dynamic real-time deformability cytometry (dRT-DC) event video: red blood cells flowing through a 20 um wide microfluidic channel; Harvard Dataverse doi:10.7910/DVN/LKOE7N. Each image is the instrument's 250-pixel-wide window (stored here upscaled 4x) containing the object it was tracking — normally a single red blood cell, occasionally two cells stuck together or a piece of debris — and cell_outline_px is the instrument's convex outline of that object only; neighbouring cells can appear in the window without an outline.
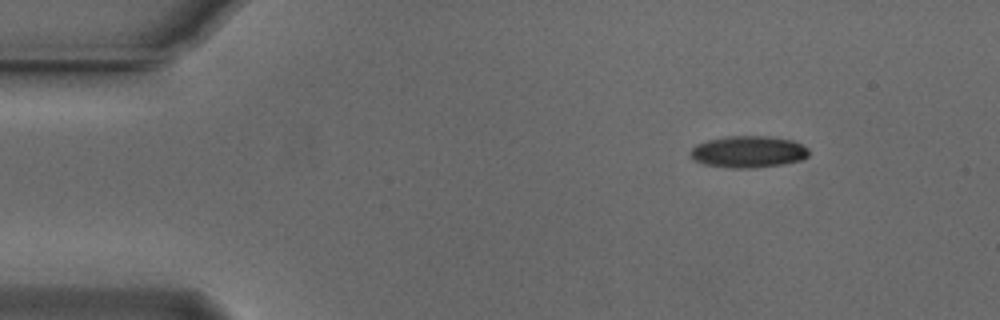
{"species": "Egyptian fruit bat (a non-hibernating species)", "species_latin": "Rousettus aegyptiacus", "temperature_condition": "cold", "stored_images_in_passage": 48, "camera_frame_rate_fps": 3000, "um_per_image_px": 0.085, "animal": {"sex": "male"}, "frame": {"image": 1, "passage_image": 1, "time_ms": 0.0, "image_size_px": [1000, 320], "cell_outline_px": [[808, 156], [800, 160], [780, 164], [752, 168], [732, 168], [704, 164], [692, 160], [688, 152], [696, 144], [708, 140], [724, 136], [772, 136], [792, 140], [808, 148]], "centroid_in_image_um": [63.55, 12.89], "position_along_channel_um": 21.4, "area_um2": 21.96}}
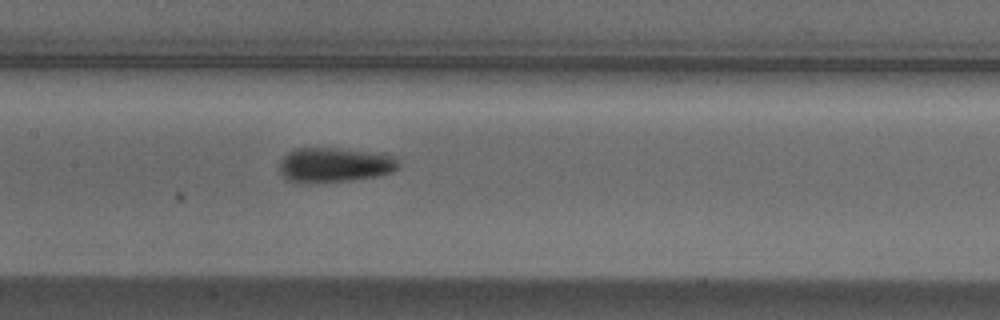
{"frame": {"image": 2, "passage_image": 20, "time_ms": 6.333, "image_size_px": [1000, 320], "cell_outline_px": [[400, 168], [392, 172], [380, 176], [348, 180], [288, 180], [280, 172], [280, 160], [288, 152], [296, 148], [336, 148], [368, 152], [392, 156], [400, 164]], "centroid_in_image_um": [28.48, 13.98], "position_along_channel_um": 178.9, "area_um2": 23.18}}
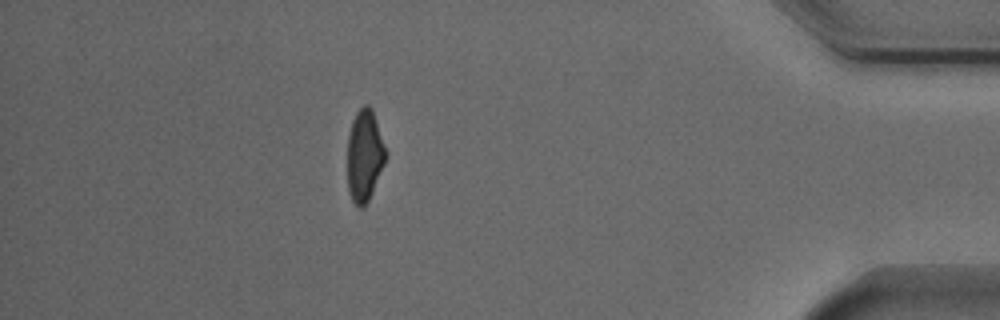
{"frame": {"image": 3, "passage_image": 42, "time_ms": 13.667, "image_size_px": [1000, 320], "cell_outline_px": [[384, 164], [372, 192], [364, 208], [360, 208], [352, 200], [348, 192], [348, 136], [352, 120], [356, 112], [364, 104], [368, 104], [372, 108], [384, 148]], "centroid_in_image_um": [30.95, 13.23], "position_along_channel_um": 404.3, "area_um2": 20.0}, "authors_computed_cell_mechanics": {"area_um2": 22.3975, "velocity_mm_per_s": 3.7526, "shape_relaxation_time_tau1_ms": 3.7375, "shape_relaxation_time_tau2_ms": 6.2152, "deformation_change_tau1": 0.1359, "deformation_change_tau2": 0.1075}}